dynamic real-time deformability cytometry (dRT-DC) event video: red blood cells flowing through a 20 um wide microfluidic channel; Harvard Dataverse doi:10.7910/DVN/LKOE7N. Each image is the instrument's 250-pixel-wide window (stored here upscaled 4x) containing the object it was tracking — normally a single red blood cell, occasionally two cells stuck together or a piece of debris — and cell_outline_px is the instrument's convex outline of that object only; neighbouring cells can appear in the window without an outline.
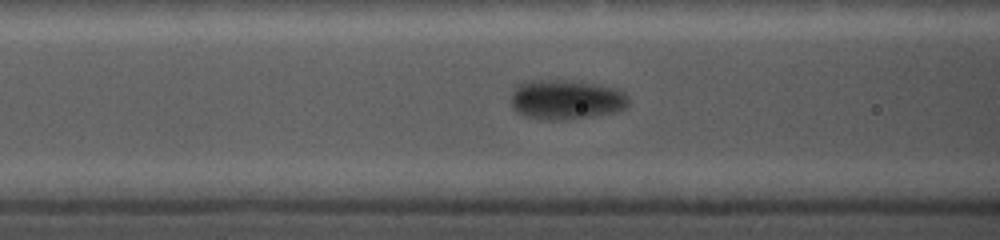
{"species": "common noctule bat (a hibernating species)", "species_latin": "Nyctalus noctula", "temperature_condition": "cold", "stored_images_in_passage": 34, "camera_frame_rate_fps": 5000, "um_per_image_px": 0.085, "animal": {"sex": "female", "body_mass_g": 19.0, "forearm_length_mm": 56.7}, "frame": {"image": 1, "passage_image": 4, "time_ms": 1.2, "image_size_px": [1000, 240], "cell_outline_px": [[628, 104], [624, 108], [616, 112], [568, 120], [544, 120], [524, 116], [516, 112], [512, 108], [512, 88], [516, 84], [524, 80], [568, 80], [600, 84], [616, 88], [624, 92], [628, 96]], "centroid_in_image_um": [48.08, 8.46], "position_along_channel_um": 118.5, "area_um2": 27.8}}
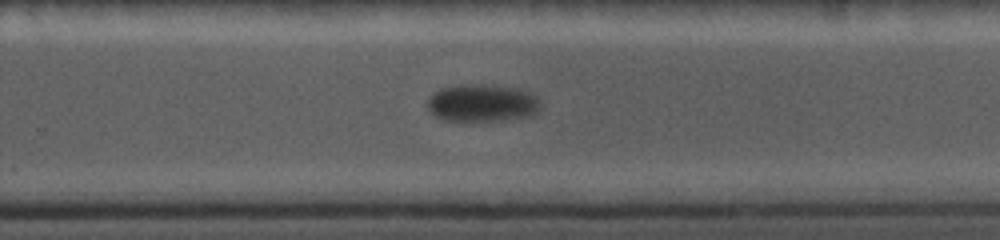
{"frame": {"image": 2, "passage_image": 17, "time_ms": 6.0, "image_size_px": [1000, 240], "cell_outline_px": [[540, 108], [532, 116], [500, 120], [444, 120], [436, 116], [428, 108], [428, 100], [436, 92], [444, 88], [464, 84], [480, 84], [516, 88], [528, 92], [536, 96], [540, 100]], "centroid_in_image_um": [41.03, 8.75], "position_along_channel_um": 288.8, "area_um2": 24.28}}
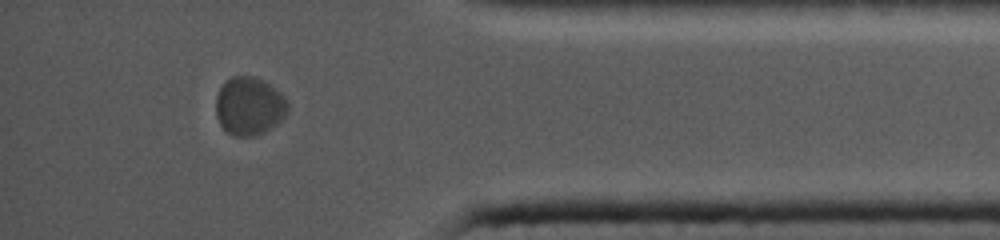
{"frame": {"image": 3, "passage_image": 30, "time_ms": 9.8, "image_size_px": [1000, 240], "cell_outline_px": [[288, 112], [276, 124], [264, 132], [252, 136], [236, 136], [228, 132], [220, 124], [216, 116], [216, 96], [224, 80], [232, 76], [256, 76], [280, 92], [284, 96], [288, 104]], "centroid_in_image_um": [21.17, 9.0], "position_along_channel_um": 414.0, "area_um2": 24.33}}